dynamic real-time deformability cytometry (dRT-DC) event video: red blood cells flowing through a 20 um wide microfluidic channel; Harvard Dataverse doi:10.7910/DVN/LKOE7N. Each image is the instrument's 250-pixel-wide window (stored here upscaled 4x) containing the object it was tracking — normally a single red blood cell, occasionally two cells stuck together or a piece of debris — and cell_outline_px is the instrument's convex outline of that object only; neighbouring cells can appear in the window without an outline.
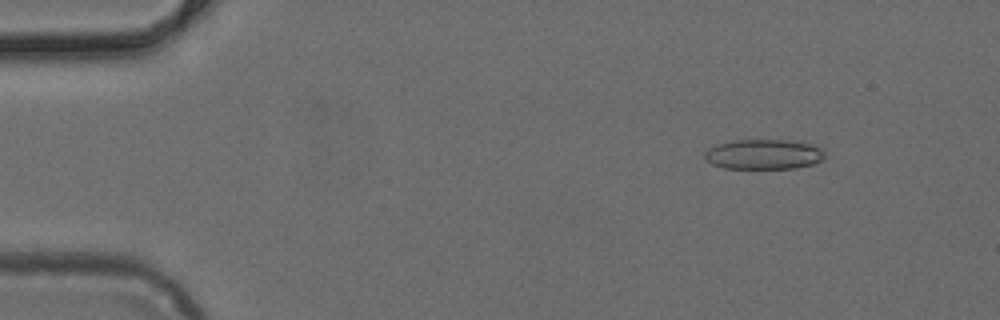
{"species": "common noctule bat (a hibernating species)", "species_latin": "Nyctalus noctula", "temperature_condition": "cold", "stored_images_in_passage": 49, "camera_frame_rate_fps": 3000, "um_per_image_px": 0.085, "animal": {"sex": "female", "body_mass_g": 24.6, "forearm_length_mm": 56.2}, "frame": {"image": 1, "passage_image": 6, "time_ms": 1.667, "image_size_px": [1000, 320], "cell_outline_px": [[824, 156], [820, 160], [812, 164], [796, 168], [724, 168], [712, 164], [704, 156], [704, 152], [708, 148], [716, 144], [732, 140], [788, 140], [808, 144], [820, 148], [824, 152]], "centroid_in_image_um": [64.86, 13.11], "position_along_channel_um": 20.1, "area_um2": 20.81}}
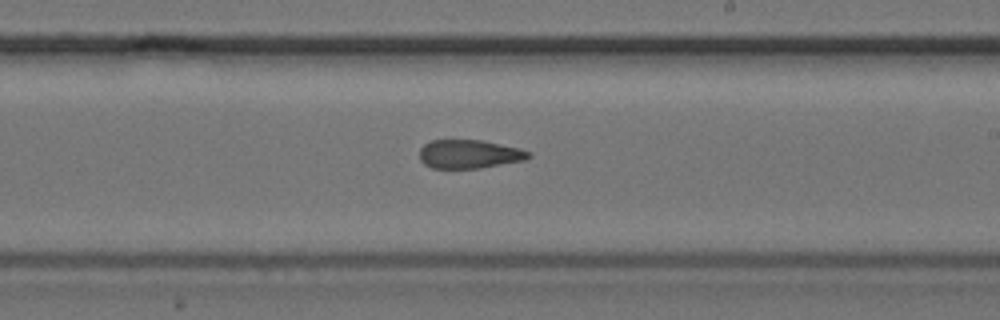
{"frame": {"image": 2, "passage_image": 29, "time_ms": 9.333, "image_size_px": [1000, 320], "cell_outline_px": [[532, 156], [524, 160], [480, 168], [432, 168], [424, 164], [420, 160], [420, 148], [424, 144], [432, 140], [484, 140], [520, 148], [532, 152]], "centroid_in_image_um": [39.91, 13.09], "position_along_channel_um": 249.1, "area_um2": 18.32}}
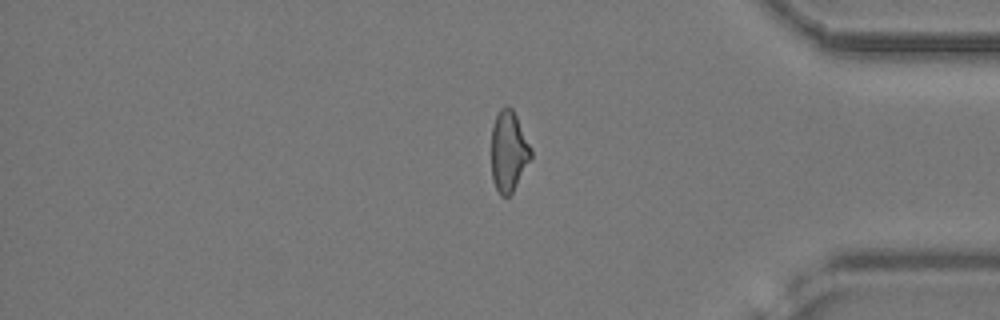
{"frame": {"image": 3, "passage_image": 41, "time_ms": 13.333, "image_size_px": [1000, 320], "cell_outline_px": [[532, 156], [512, 192], [508, 196], [500, 196], [492, 180], [492, 124], [500, 108], [504, 104], [508, 104], [512, 108], [532, 148]], "centroid_in_image_um": [43.23, 12.82], "position_along_channel_um": 392.0, "area_um2": 18.61}}